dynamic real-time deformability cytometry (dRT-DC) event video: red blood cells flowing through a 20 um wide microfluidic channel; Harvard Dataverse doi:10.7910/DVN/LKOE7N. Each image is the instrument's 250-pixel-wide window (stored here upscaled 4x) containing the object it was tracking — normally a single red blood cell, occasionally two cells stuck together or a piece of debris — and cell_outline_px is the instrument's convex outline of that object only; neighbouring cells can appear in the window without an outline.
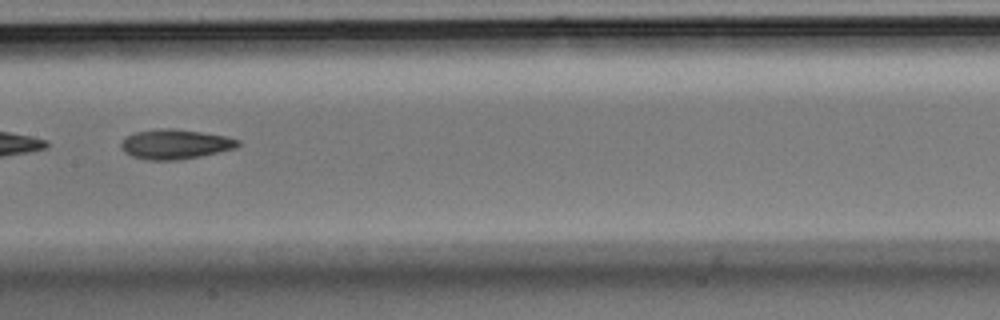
{"species": "Egyptian fruit bat (a non-hibernating species)", "species_latin": "Rousettus aegyptiacus", "temperature_condition": "room temperature", "stored_images_in_passage": 32, "camera_frame_rate_fps": 3000, "um_per_image_px": 0.085, "animal": {"sex": "male"}, "frame": {"image": 1, "passage_image": 10, "time_ms": 3.0, "image_size_px": [1000, 320], "cell_outline_px": [[240, 144], [236, 148], [200, 156], [180, 160], [144, 160], [132, 156], [124, 152], [120, 144], [128, 136], [136, 132], [160, 128], [172, 128], [200, 132], [224, 136], [240, 140]], "centroid_in_image_um": [14.89, 12.26], "position_along_channel_um": 192.5, "area_um2": 20.11}}
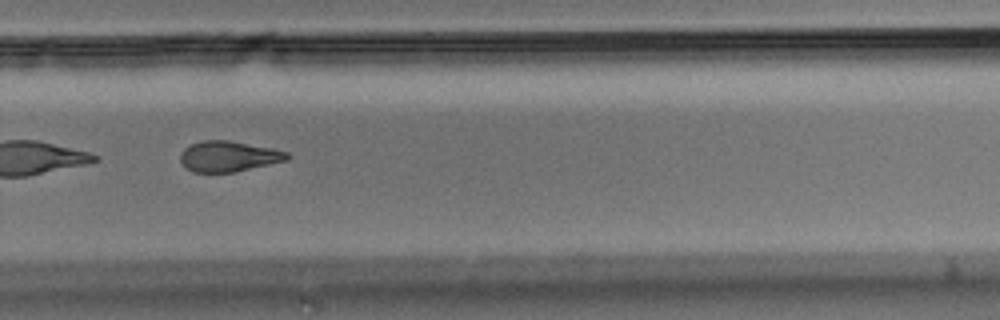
{"frame": {"image": 2, "passage_image": 19, "time_ms": 6.0, "image_size_px": [1000, 320], "cell_outline_px": [[292, 156], [288, 160], [236, 172], [192, 172], [184, 168], [180, 160], [180, 152], [184, 148], [192, 144], [204, 140], [228, 140], [272, 148], [288, 152]], "centroid_in_image_um": [19.43, 13.3], "position_along_channel_um": 310.4, "area_um2": 19.25}}